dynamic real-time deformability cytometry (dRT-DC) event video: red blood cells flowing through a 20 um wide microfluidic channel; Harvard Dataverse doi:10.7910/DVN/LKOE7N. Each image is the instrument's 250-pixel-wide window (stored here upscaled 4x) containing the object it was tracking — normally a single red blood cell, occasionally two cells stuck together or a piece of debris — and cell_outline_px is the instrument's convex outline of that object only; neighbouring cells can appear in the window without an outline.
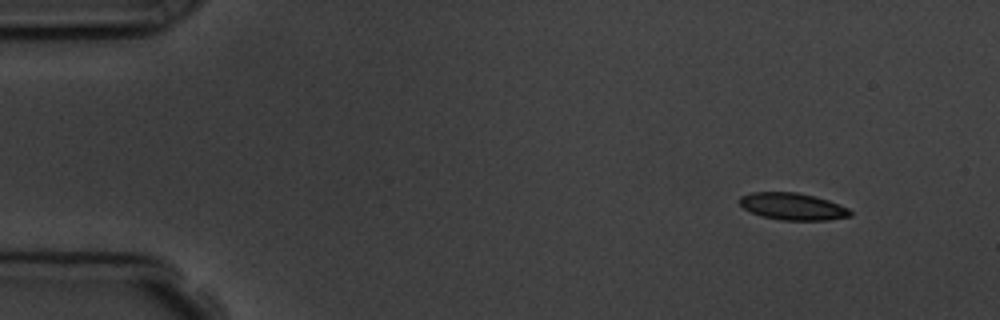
{"species": "common noctule bat (a hibernating species)", "species_latin": "Nyctalus noctula", "temperature_condition": "room temperature", "stored_images_in_passage": 4, "camera_frame_rate_fps": 3000, "um_per_image_px": 0.085, "animal": {"sex": "male", "body_mass_g": 19.5, "forearm_length_mm": 54.6}, "frame": {"image": 1, "passage_image": 1, "time_ms": 0.0, "image_size_px": [1000, 320], "cell_outline_px": [[852, 216], [828, 220], [780, 220], [760, 216], [744, 208], [740, 204], [740, 196], [752, 192], [796, 192], [816, 196], [828, 200], [848, 208], [852, 212]], "centroid_in_image_um": [67.39, 17.55], "position_along_channel_um": 17.6, "area_um2": 17.46}}